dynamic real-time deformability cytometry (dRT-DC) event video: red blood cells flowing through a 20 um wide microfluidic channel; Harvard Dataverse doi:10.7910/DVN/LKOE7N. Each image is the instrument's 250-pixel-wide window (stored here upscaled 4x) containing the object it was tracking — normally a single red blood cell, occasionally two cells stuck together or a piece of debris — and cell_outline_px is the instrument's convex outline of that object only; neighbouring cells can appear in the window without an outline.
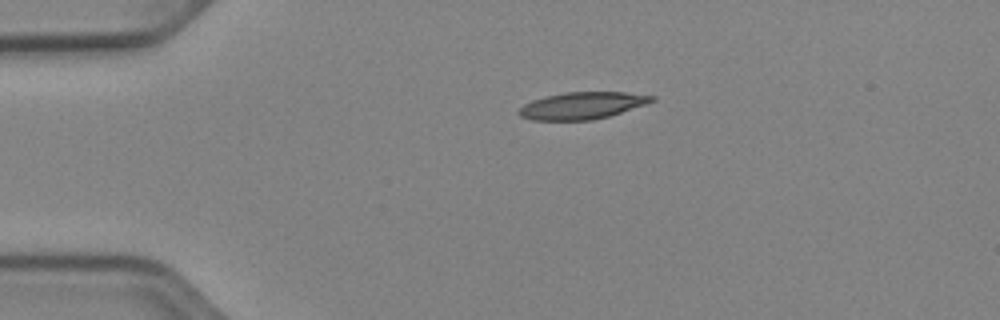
{"species": "Egyptian fruit bat (a non-hibernating species)", "species_latin": "Rousettus aegyptiacus", "temperature_condition": "cold", "stored_images_in_passage": 42, "camera_frame_rate_fps": 3000, "um_per_image_px": 0.085, "animal": {"sex": "female"}, "frame": {"image": 1, "passage_image": 1, "time_ms": 0.0, "image_size_px": [1000, 320], "cell_outline_px": [[656, 100], [608, 116], [592, 120], [532, 120], [520, 116], [516, 112], [524, 104], [532, 100], [544, 96], [564, 92], [624, 92], [656, 96]], "centroid_in_image_um": [49.44, 8.97], "position_along_channel_um": 35.6, "area_um2": 20.81}}
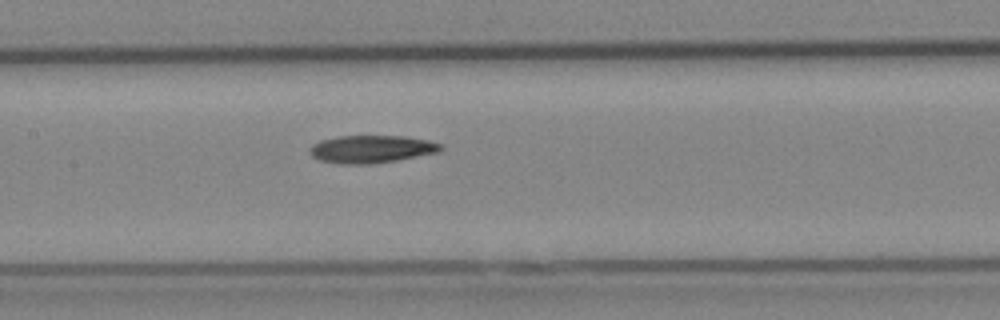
{"frame": {"image": 2, "passage_image": 15, "time_ms": 4.667, "image_size_px": [1000, 320], "cell_outline_px": [[444, 148], [440, 152], [396, 160], [368, 164], [340, 164], [320, 160], [312, 156], [308, 152], [308, 148], [312, 144], [320, 140], [336, 136], [404, 136], [428, 140], [444, 144]], "centroid_in_image_um": [31.57, 12.67], "position_along_channel_um": 175.8, "area_um2": 21.33}}
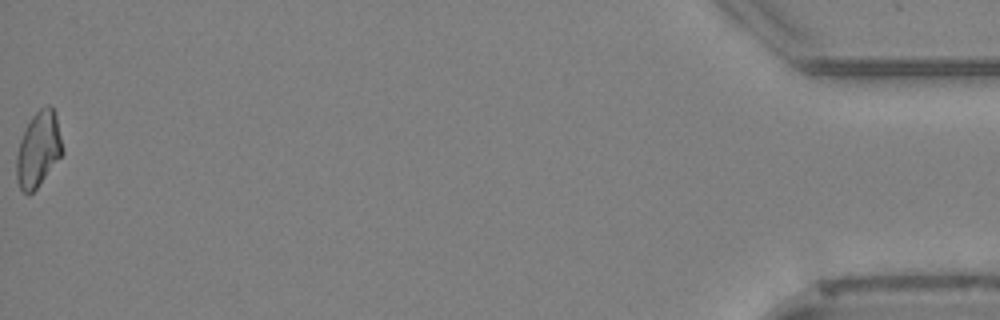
{"frame": {"image": 3, "passage_image": 42, "time_ms": 13.667, "image_size_px": [1000, 320], "cell_outline_px": [[64, 152], [36, 188], [28, 196], [20, 188], [16, 180], [16, 156], [20, 140], [32, 116], [40, 108], [48, 104], [52, 108], [56, 116]], "centroid_in_image_um": [3.25, 12.71], "position_along_channel_um": 432.0, "area_um2": 19.88}, "authors_computed_cell_mechanics": {"area_um2": 20.5768, "velocity_mm_per_s": 3.9193, "shape_relaxation_time_tau1_ms": null, "shape_relaxation_time_tau2_ms": 5.6674, "deformation_change_tau1": null, "deformation_change_tau2": 0.142}}